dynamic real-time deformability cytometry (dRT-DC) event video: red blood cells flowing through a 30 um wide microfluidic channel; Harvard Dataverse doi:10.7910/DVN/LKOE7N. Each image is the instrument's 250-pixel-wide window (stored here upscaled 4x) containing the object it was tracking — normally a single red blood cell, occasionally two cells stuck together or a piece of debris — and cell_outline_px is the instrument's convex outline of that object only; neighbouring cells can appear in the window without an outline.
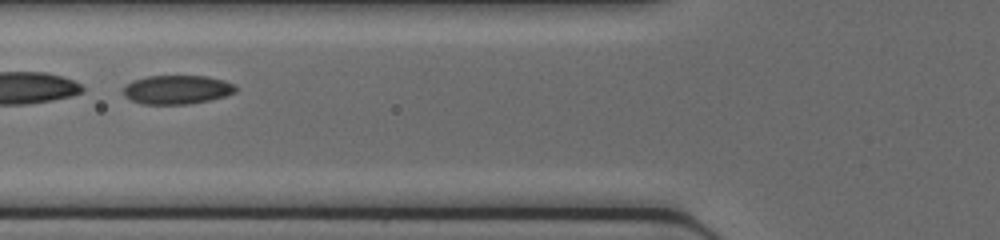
{"species": "common noctule bat (a hibernating species)", "species_latin": "Nyctalus noctula", "temperature_condition": "cold", "stored_images_in_passage": 37, "camera_frame_rate_fps": 3000, "um_per_image_px": 0.085, "animal": {"sex": "female", "body_mass_g": 17.0, "forearm_length_mm": 48.0}, "frame": {"image": 1, "passage_image": 10, "time_ms": 3.0, "image_size_px": [1000, 240], "cell_outline_px": [[236, 92], [224, 96], [208, 100], [188, 104], [140, 104], [124, 96], [124, 84], [132, 80], [148, 76], [208, 76], [224, 80], [232, 84], [236, 88]], "centroid_in_image_um": [15.01, 7.61], "position_along_channel_um": 110.8, "area_um2": 18.9}}
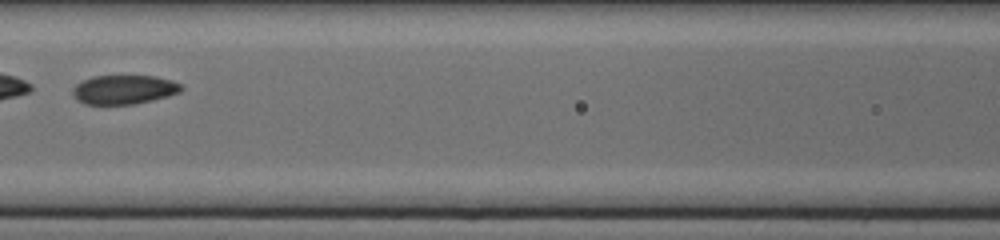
{"frame": {"image": 2, "passage_image": 13, "time_ms": 4.0, "image_size_px": [1000, 240], "cell_outline_px": [[184, 88], [180, 92], [168, 96], [152, 100], [132, 104], [84, 104], [76, 100], [72, 92], [72, 88], [76, 84], [92, 76], [156, 76], [172, 80], [184, 84]], "centroid_in_image_um": [10.56, 7.61], "position_along_channel_um": 156.0, "area_um2": 18.55}}
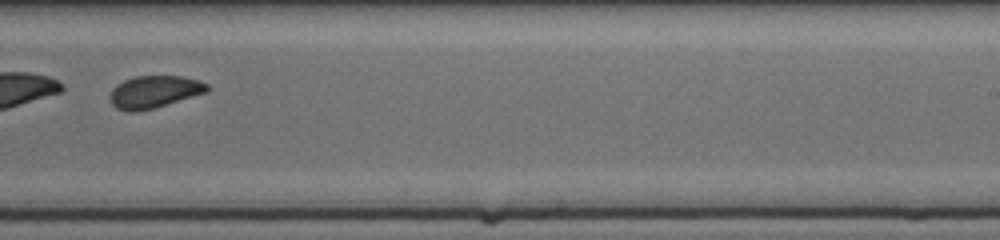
{"frame": {"image": 3, "passage_image": 21, "time_ms": 6.667, "image_size_px": [1000, 240], "cell_outline_px": [[212, 88], [208, 92], [152, 108], [136, 112], [128, 112], [116, 108], [112, 104], [108, 96], [112, 88], [116, 84], [124, 80], [136, 76], [180, 76], [200, 80], [208, 84]], "centroid_in_image_um": [13.11, 7.8], "position_along_channel_um": 275.9, "area_um2": 18.44}}